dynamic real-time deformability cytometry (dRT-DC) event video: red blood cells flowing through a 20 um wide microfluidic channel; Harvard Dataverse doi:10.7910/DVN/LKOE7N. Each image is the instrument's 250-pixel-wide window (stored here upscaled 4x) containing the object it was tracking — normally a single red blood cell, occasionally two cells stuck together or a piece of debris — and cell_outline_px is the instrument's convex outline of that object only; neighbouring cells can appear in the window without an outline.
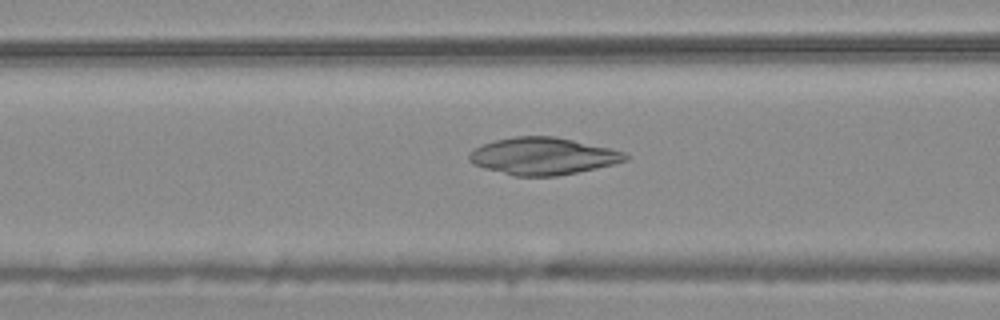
{"species": "common noctule bat (a hibernating species)", "species_latin": "Nyctalus noctula", "temperature_condition": "warm", "stored_images_in_passage": 34, "camera_frame_rate_fps": 3000, "um_per_image_px": 0.085, "animal": {"sex": "male", "body_mass_g": 20.4}, "frame": {"image": 1, "passage_image": 11, "time_ms": 3.333, "image_size_px": [1000, 320], "cell_outline_px": [[632, 156], [628, 160], [596, 168], [556, 176], [516, 176], [484, 168], [472, 164], [468, 160], [468, 152], [484, 144], [496, 140], [516, 136], [552, 136], [572, 140], [608, 148], [624, 152]], "centroid_in_image_um": [46.13, 13.27], "position_along_channel_um": 120.5, "area_um2": 33.52}}
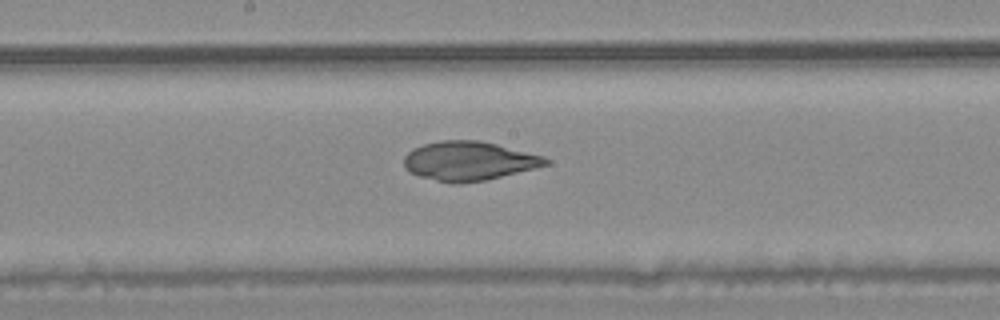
{"frame": {"image": 2, "passage_image": 18, "time_ms": 5.667, "image_size_px": [1000, 320], "cell_outline_px": [[552, 160], [548, 164], [484, 180], [460, 184], [452, 184], [420, 176], [404, 168], [404, 156], [412, 148], [424, 144], [440, 140], [480, 140], [544, 156]], "centroid_in_image_um": [39.82, 13.67], "position_along_channel_um": 208.4, "area_um2": 32.02}}
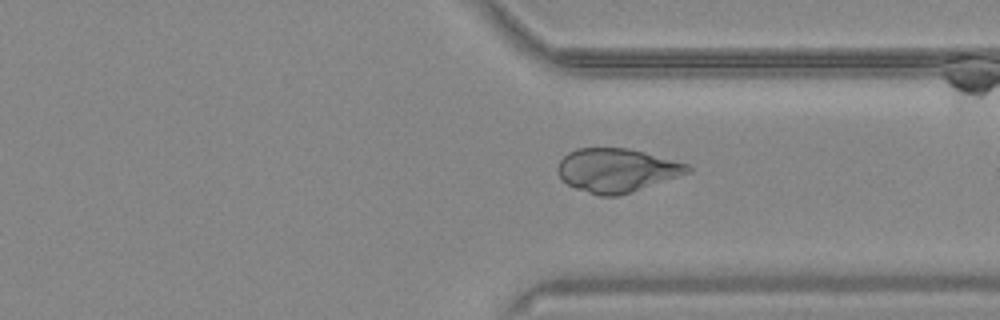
{"frame": {"image": 3, "passage_image": 30, "time_ms": 9.667, "image_size_px": [1000, 320], "cell_outline_px": [[692, 172], [620, 196], [600, 196], [576, 188], [568, 184], [560, 176], [556, 168], [560, 160], [568, 152], [576, 148], [628, 148], [644, 152], [688, 164], [692, 168]], "centroid_in_image_um": [52.43, 14.47], "position_along_channel_um": 359.0, "area_um2": 33.06}}